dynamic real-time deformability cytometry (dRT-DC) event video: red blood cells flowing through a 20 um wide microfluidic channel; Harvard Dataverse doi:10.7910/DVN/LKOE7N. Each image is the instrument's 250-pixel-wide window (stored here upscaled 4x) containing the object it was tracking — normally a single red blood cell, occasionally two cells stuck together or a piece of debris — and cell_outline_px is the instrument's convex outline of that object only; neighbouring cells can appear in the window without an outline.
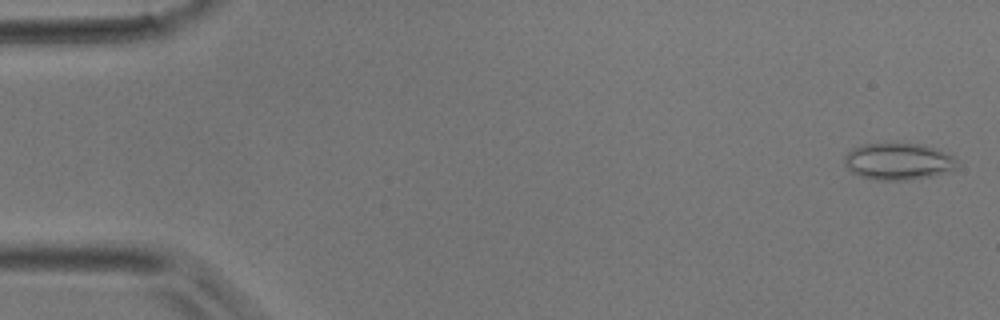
{"species": "common noctule bat (a hibernating species)", "species_latin": "Nyctalus noctula", "temperature_condition": "room temperature", "stored_images_in_passage": 43, "camera_frame_rate_fps": 3000, "um_per_image_px": 0.085, "animal": {"sex": "male", "body_mass_g": 17.9}, "frame": {"image": 1, "passage_image": 1, "time_ms": 0.0, "image_size_px": [1000, 320], "cell_outline_px": [[956, 168], [928, 176], [904, 180], [876, 180], [860, 176], [852, 172], [844, 164], [844, 156], [852, 148], [864, 144], [924, 144], [948, 152], [956, 156]], "centroid_in_image_um": [76.34, 13.71], "position_along_channel_um": 8.7, "area_um2": 23.99}}
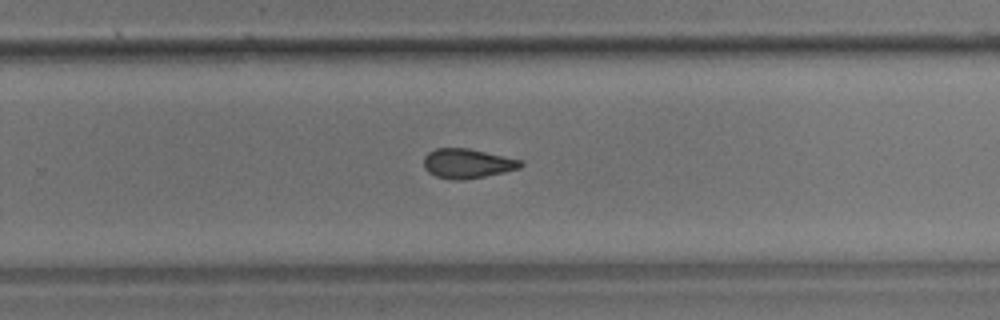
{"frame": {"image": 2, "passage_image": 28, "time_ms": 9.0, "image_size_px": [1000, 320], "cell_outline_px": [[524, 164], [520, 168], [504, 172], [484, 176], [460, 180], [452, 180], [436, 176], [428, 172], [424, 168], [424, 156], [428, 152], [436, 148], [468, 148], [524, 160]], "centroid_in_image_um": [39.73, 13.89], "position_along_channel_um": 290.1, "area_um2": 16.76}}
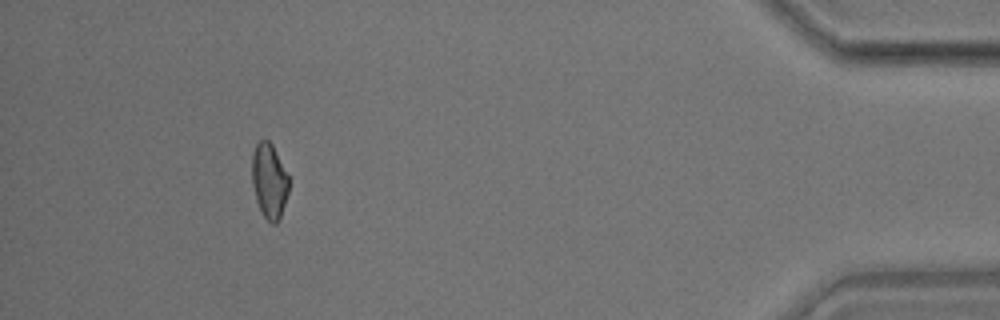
{"frame": {"image": 3, "passage_image": 40, "time_ms": 13.0, "image_size_px": [1000, 320], "cell_outline_px": [[288, 192], [280, 216], [276, 224], [272, 224], [264, 216], [256, 200], [252, 184], [252, 152], [256, 144], [260, 140], [268, 140], [272, 144], [288, 176]], "centroid_in_image_um": [22.86, 15.36], "position_along_channel_um": 412.3, "area_um2": 15.84}}